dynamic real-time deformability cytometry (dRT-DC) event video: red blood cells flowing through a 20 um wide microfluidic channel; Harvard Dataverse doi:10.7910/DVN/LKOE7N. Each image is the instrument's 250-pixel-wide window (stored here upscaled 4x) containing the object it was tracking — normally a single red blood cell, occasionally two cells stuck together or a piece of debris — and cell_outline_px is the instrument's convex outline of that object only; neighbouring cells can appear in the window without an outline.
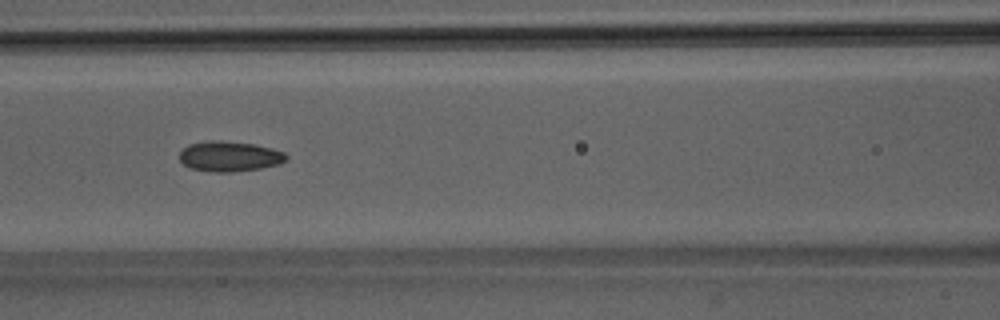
{"species": "Egyptian fruit bat (a non-hibernating species)", "species_latin": "Rousettus aegyptiacus", "temperature_condition": "room temperature", "stored_images_in_passage": 41, "camera_frame_rate_fps": 3000, "um_per_image_px": 0.085, "animal": {"sex": "male"}, "frame": {"image": 1, "passage_image": 13, "time_ms": 4.0, "image_size_px": [1000, 320], "cell_outline_px": [[288, 160], [280, 164], [260, 168], [232, 172], [212, 172], [188, 168], [180, 160], [180, 152], [188, 144], [212, 140], [220, 140], [252, 144], [272, 148], [284, 152], [288, 156]], "centroid_in_image_um": [19.52, 13.29], "position_along_channel_um": 147.1, "area_um2": 18.9}}
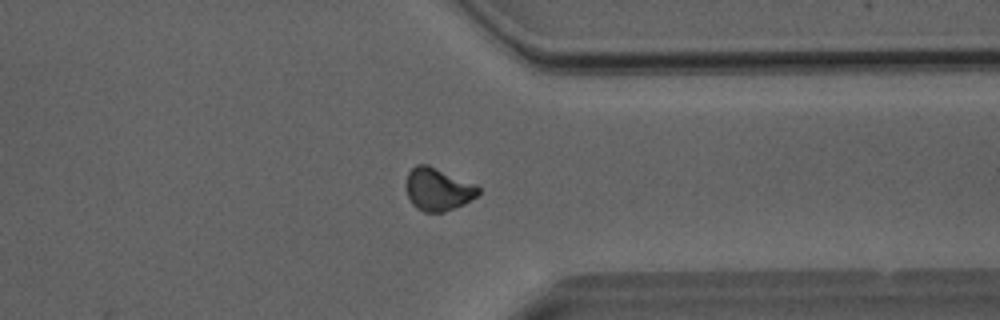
{"frame": {"image": 2, "passage_image": 30, "time_ms": 9.667, "image_size_px": [1000, 320], "cell_outline_px": [[480, 192], [476, 196], [464, 204], [444, 212], [424, 212], [416, 208], [412, 204], [408, 196], [404, 184], [408, 172], [416, 164], [428, 164], [476, 184], [480, 188]], "centroid_in_image_um": [37.2, 16.08], "position_along_channel_um": 374.2, "area_um2": 18.21}}
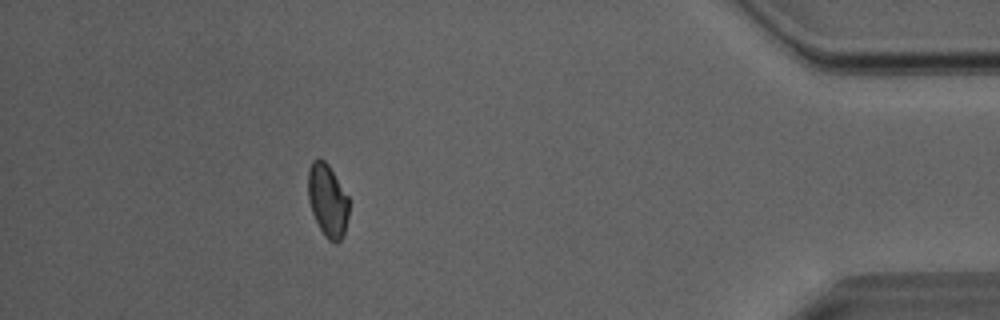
{"frame": {"image": 3, "passage_image": 36, "time_ms": 11.667, "image_size_px": [1000, 320], "cell_outline_px": [[348, 216], [344, 236], [336, 244], [332, 244], [324, 236], [312, 212], [308, 200], [308, 168], [312, 160], [320, 156], [328, 164], [348, 196]], "centroid_in_image_um": [27.84, 17.04], "position_along_channel_um": 407.4, "area_um2": 17.57}, "authors_computed_cell_mechanics": {"area_um2": 18.0914, "velocity_mm_per_s": 4.0596, "shape_relaxation_time_tau1_ms": null, "shape_relaxation_time_tau2_ms": 2.7178, "deformation_change_tau1": null, "deformation_change_tau2": 0.0882}}